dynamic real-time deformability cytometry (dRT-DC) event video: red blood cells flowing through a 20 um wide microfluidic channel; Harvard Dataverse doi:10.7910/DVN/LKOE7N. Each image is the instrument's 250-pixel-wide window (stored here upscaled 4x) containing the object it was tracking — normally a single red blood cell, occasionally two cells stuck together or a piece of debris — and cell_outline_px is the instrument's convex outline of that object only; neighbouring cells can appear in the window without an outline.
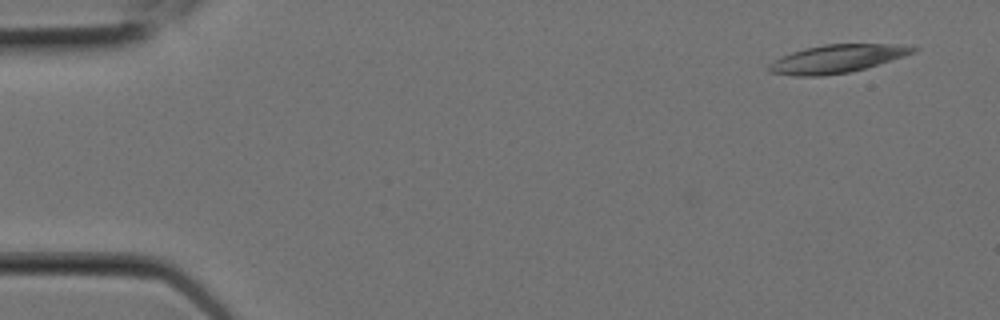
{"species": "Egyptian fruit bat (a non-hibernating species)", "species_latin": "Rousettus aegyptiacus", "temperature_condition": "room temperature", "stored_images_in_passage": 5, "camera_frame_rate_fps": 3000, "um_per_image_px": 0.085, "animal": {"sex": "female"}, "frame": {"image": 1, "passage_image": 1, "time_ms": 0.0, "image_size_px": [1000, 320], "cell_outline_px": [[920, 48], [916, 52], [864, 68], [848, 72], [820, 76], [796, 76], [768, 72], [764, 68], [772, 60], [792, 52], [804, 48], [824, 44], [896, 44]], "centroid_in_image_um": [71.06, 4.99], "position_along_channel_um": 13.9, "area_um2": 23.58}}
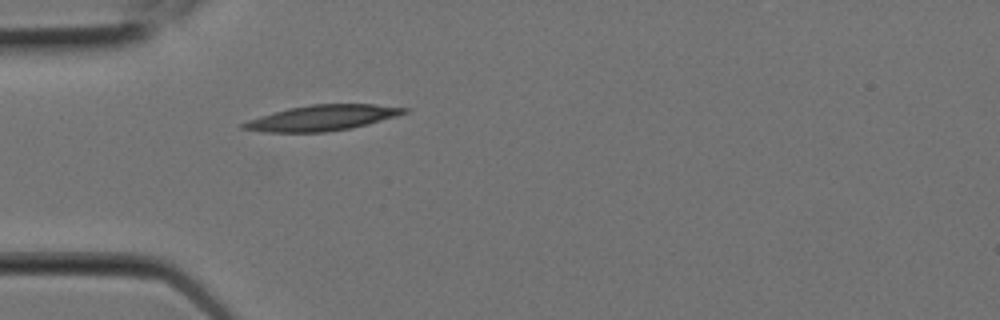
{"frame": {"image": 2, "passage_image": 5, "time_ms": 1.333, "image_size_px": [1000, 320], "cell_outline_px": [[408, 112], [396, 116], [368, 124], [352, 128], [324, 132], [264, 132], [240, 128], [240, 124], [248, 120], [260, 116], [288, 108], [312, 104], [376, 104], [408, 108]], "centroid_in_image_um": [27.38, 10.02], "position_along_channel_um": 57.6, "area_um2": 23.87}}